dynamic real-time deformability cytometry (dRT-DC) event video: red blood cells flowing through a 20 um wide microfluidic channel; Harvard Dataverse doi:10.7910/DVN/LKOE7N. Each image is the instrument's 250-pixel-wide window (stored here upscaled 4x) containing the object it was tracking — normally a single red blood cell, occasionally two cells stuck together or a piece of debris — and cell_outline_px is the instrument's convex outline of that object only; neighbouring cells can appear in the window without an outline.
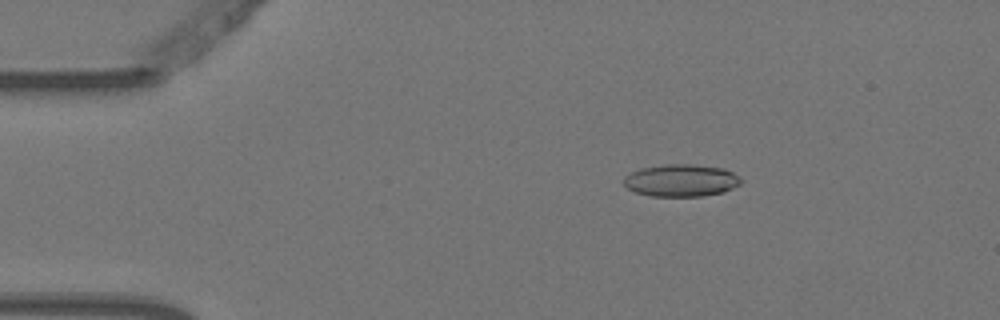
{"species": "Egyptian fruit bat (a non-hibernating species)", "species_latin": "Rousettus aegyptiacus", "temperature_condition": "warm", "stored_images_in_passage": 4, "camera_frame_rate_fps": 3000, "um_per_image_px": 0.085, "animal": {"sex": "female"}, "frame": {"image": 1, "passage_image": 2, "time_ms": 0.333, "image_size_px": [1000, 320], "cell_outline_px": [[744, 180], [740, 184], [724, 192], [704, 196], [652, 196], [636, 192], [628, 188], [624, 184], [624, 176], [640, 168], [664, 164], [692, 164], [724, 168], [740, 176]], "centroid_in_image_um": [57.93, 15.33], "position_along_channel_um": 27.1, "area_um2": 22.2}}
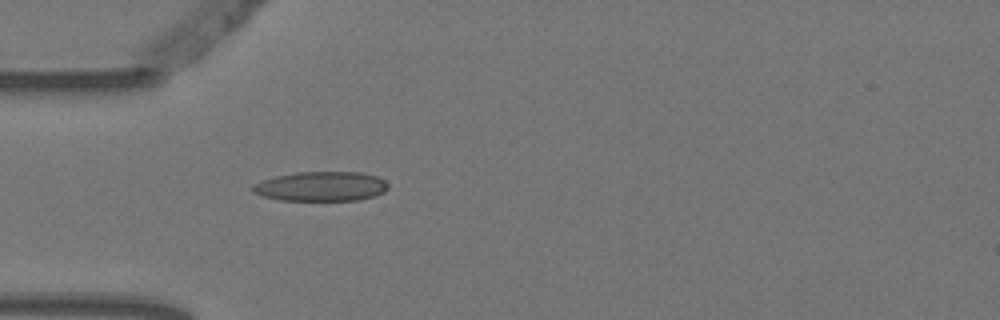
{"frame": {"image": 2, "passage_image": 4, "time_ms": 1.0, "image_size_px": [1000, 320], "cell_outline_px": [[388, 188], [384, 192], [376, 196], [356, 200], [280, 200], [264, 196], [252, 192], [252, 184], [276, 176], [296, 172], [360, 172], [376, 176], [384, 180], [388, 184]], "centroid_in_image_um": [27.31, 15.84], "position_along_channel_um": 57.7, "area_um2": 23.29}}